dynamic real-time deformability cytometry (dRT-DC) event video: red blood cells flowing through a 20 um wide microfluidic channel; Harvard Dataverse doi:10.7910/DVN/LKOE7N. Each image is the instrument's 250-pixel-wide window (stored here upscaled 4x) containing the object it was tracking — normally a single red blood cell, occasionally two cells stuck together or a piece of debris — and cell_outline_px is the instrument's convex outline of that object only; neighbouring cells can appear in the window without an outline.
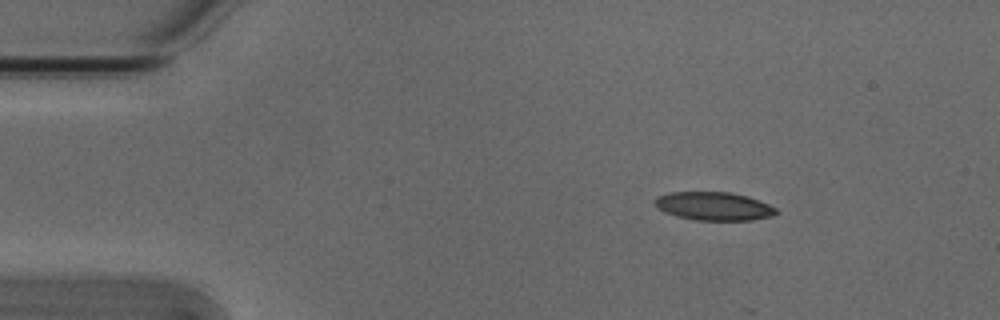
{"species": "Egyptian fruit bat (a non-hibernating species)", "species_latin": "Rousettus aegyptiacus", "temperature_condition": "cold", "stored_images_in_passage": 47, "camera_frame_rate_fps": 3000, "um_per_image_px": 0.085, "animal": {"sex": "male"}, "frame": {"image": 1, "passage_image": 1, "time_ms": 0.0, "image_size_px": [1000, 320], "cell_outline_px": [[776, 212], [772, 216], [752, 220], [696, 220], [676, 216], [664, 212], [656, 208], [656, 196], [668, 192], [732, 192], [748, 196], [768, 204], [776, 208]], "centroid_in_image_um": [60.65, 17.52], "position_along_channel_um": 24.4, "area_um2": 20.06}}
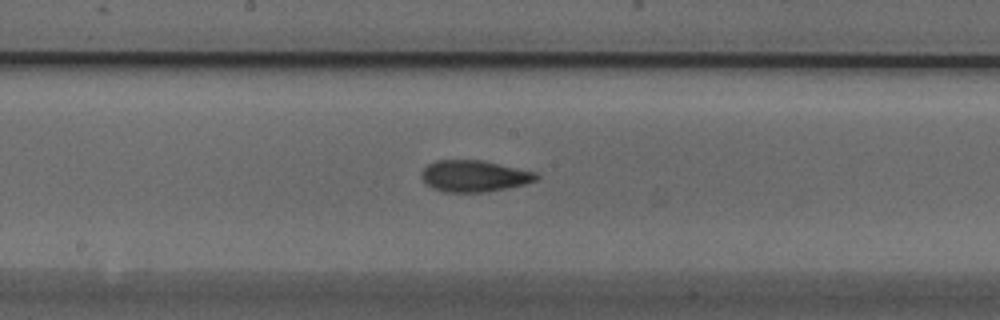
{"frame": {"image": 2, "passage_image": 21, "time_ms": 6.667, "image_size_px": [1000, 320], "cell_outline_px": [[540, 176], [536, 180], [524, 184], [484, 192], [444, 192], [432, 188], [420, 176], [420, 172], [428, 164], [436, 160], [484, 160], [536, 172]], "centroid_in_image_um": [40.29, 14.95], "position_along_channel_um": 207.9, "area_um2": 21.04}}
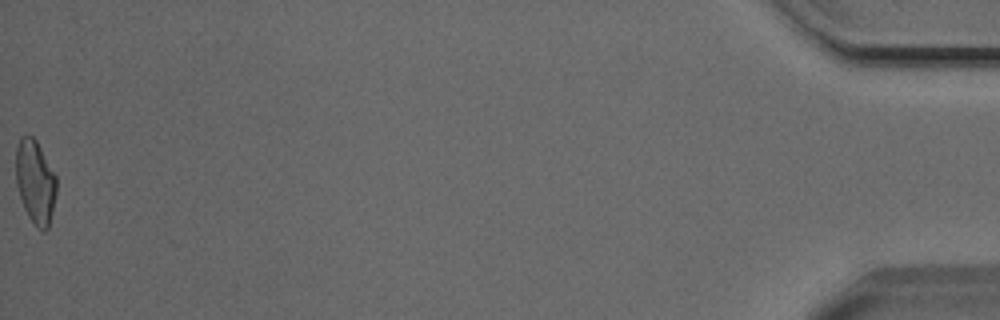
{"frame": {"image": 3, "passage_image": 47, "time_ms": 15.333, "image_size_px": [1000, 320], "cell_outline_px": [[56, 192], [52, 212], [48, 228], [44, 232], [36, 228], [28, 216], [24, 208], [16, 184], [16, 148], [20, 136], [32, 136], [36, 140], [56, 176]], "centroid_in_image_um": [2.99, 15.48], "position_along_channel_um": 432.2, "area_um2": 19.71}, "authors_computed_cell_mechanics": {"area_um2": 20.23, "velocity_mm_per_s": 3.8066, "shape_relaxation_time_tau1_ms": 4.8945, "shape_relaxation_time_tau2_ms": 2.9061, "deformation_change_tau1": 0.1746, "deformation_change_tau2": 0.1131}}